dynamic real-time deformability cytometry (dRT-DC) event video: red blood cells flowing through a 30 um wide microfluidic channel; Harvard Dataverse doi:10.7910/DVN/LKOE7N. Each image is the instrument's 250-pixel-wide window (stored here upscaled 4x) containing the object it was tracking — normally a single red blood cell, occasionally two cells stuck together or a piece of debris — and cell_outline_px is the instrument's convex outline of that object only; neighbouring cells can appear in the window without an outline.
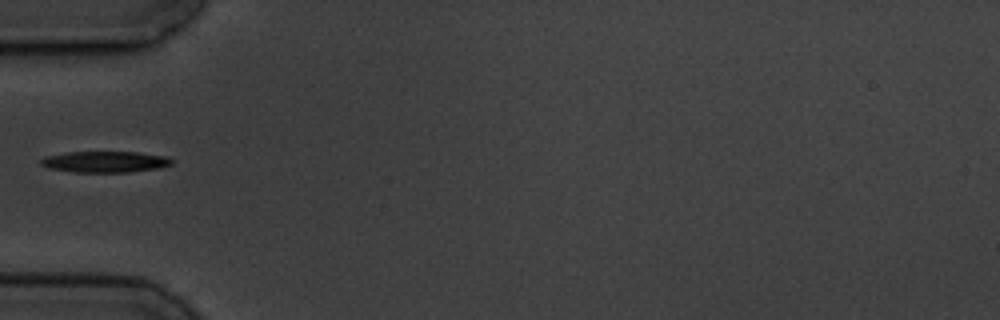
{"species": "common noctule bat (a hibernating species)", "species_latin": "Nyctalus noctula", "temperature_condition": "cold", "stored_images_in_passage": 4, "camera_frame_rate_fps": 3000, "um_per_image_px": 0.085, "animal": {"sex": "male", "body_mass_g": 19.5, "forearm_length_mm": 54.6}, "frame": {"image": 1, "passage_image": 4, "time_ms": 4.667, "image_size_px": [1000, 320], "cell_outline_px": [[172, 164], [156, 168], [128, 172], [76, 172], [48, 168], [40, 164], [40, 160], [44, 156], [68, 152], [136, 152], [164, 156], [172, 160]], "centroid_in_image_um": [8.86, 13.75], "position_along_channel_um": 76.1, "area_um2": 15.95}}